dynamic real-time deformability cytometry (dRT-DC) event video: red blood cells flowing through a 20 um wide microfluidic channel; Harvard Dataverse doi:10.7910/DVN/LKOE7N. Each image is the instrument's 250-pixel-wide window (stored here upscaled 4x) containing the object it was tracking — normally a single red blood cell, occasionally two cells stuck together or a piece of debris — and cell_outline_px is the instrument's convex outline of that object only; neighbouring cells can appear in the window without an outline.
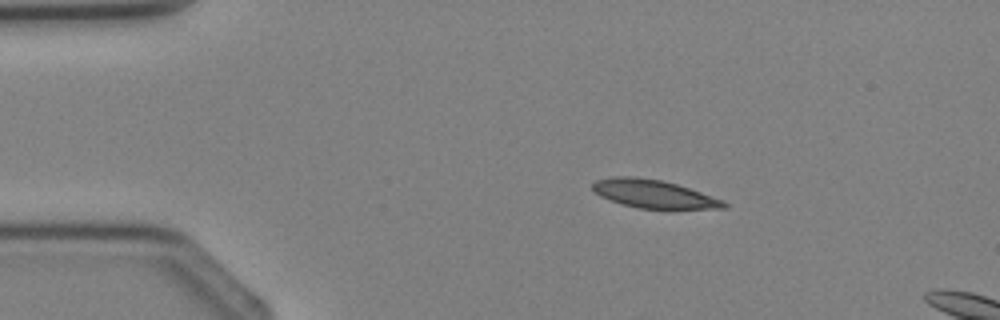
{"species": "Egyptian fruit bat (a non-hibernating species)", "species_latin": "Rousettus aegyptiacus", "temperature_condition": "cold", "stored_images_in_passage": 1, "camera_frame_rate_fps": 3000, "um_per_image_px": 0.085, "animal": {"sex": "female"}, "frame": {"image": 1, "passage_image": 1, "time_ms": 0.0, "image_size_px": [1000, 320], "cell_outline_px": [[728, 204], [724, 208], [640, 208], [620, 204], [600, 196], [592, 188], [592, 184], [596, 180], [612, 176], [636, 176], [660, 180], [676, 184], [724, 200]], "centroid_in_image_um": [55.51, 16.47], "position_along_channel_um": 29.5, "area_um2": 21.27}}